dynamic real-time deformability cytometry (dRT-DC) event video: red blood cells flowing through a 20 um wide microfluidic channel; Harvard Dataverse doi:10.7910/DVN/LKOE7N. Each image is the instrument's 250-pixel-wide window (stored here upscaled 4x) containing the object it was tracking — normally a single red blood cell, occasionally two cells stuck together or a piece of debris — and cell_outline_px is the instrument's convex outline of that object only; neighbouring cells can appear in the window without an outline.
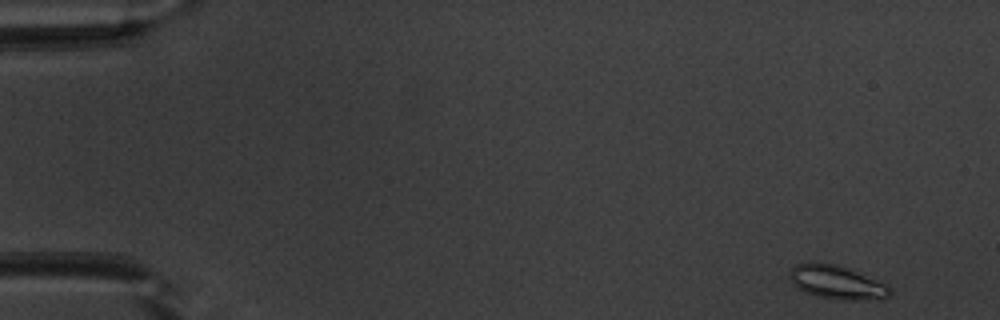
{"species": "common noctule bat (a hibernating species)", "species_latin": "Nyctalus noctula", "temperature_condition": "warm", "stored_images_in_passage": 14, "camera_frame_rate_fps": 3000, "um_per_image_px": 0.085, "animal": {"sex": "male", "body_mass_g": 20.1, "forearm_length_mm": 53.5}, "frame": {"image": 1, "passage_image": 1, "time_ms": 0.0, "image_size_px": [1000, 320], "cell_outline_px": [[892, 292], [888, 296], [852, 300], [840, 300], [816, 296], [804, 292], [792, 284], [788, 276], [788, 272], [796, 264], [836, 264], [888, 284], [892, 288]], "centroid_in_image_um": [71.1, 24.01], "position_along_channel_um": 13.9, "area_um2": 19.25}}